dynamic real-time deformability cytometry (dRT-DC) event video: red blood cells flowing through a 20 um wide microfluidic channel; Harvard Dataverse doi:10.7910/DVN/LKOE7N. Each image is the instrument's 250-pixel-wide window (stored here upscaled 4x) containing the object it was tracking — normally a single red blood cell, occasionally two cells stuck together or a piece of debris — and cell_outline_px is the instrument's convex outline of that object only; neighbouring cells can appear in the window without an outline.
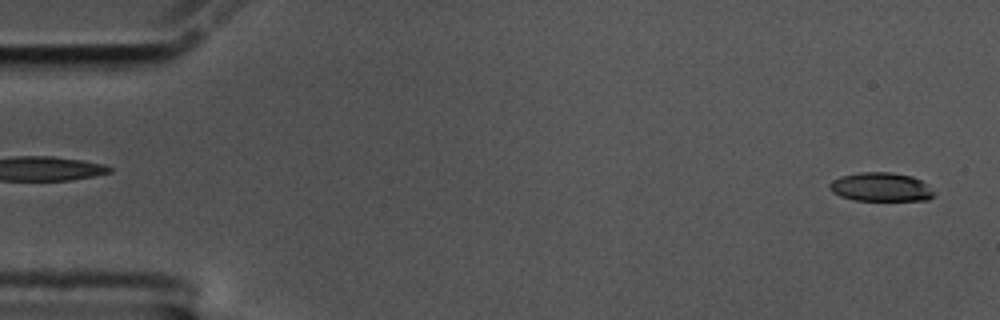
{"species": "common noctule bat (a hibernating species)", "species_latin": "Nyctalus noctula", "temperature_condition": "cold", "stored_images_in_passage": 56, "camera_frame_rate_fps": 3000, "um_per_image_px": 0.085, "animal": {"sex": "male", "body_mass_g": 17.5, "forearm_length_mm": 52.3}, "frame": {"image": 1, "passage_image": 1, "time_ms": 0.0, "image_size_px": [1000, 320], "cell_outline_px": [[936, 192], [928, 200], [852, 200], [840, 196], [832, 192], [828, 188], [828, 184], [832, 180], [840, 176], [860, 172], [892, 172], [912, 176], [920, 180]], "centroid_in_image_um": [74.84, 15.89], "position_along_channel_um": 10.2, "area_um2": 17.63}}
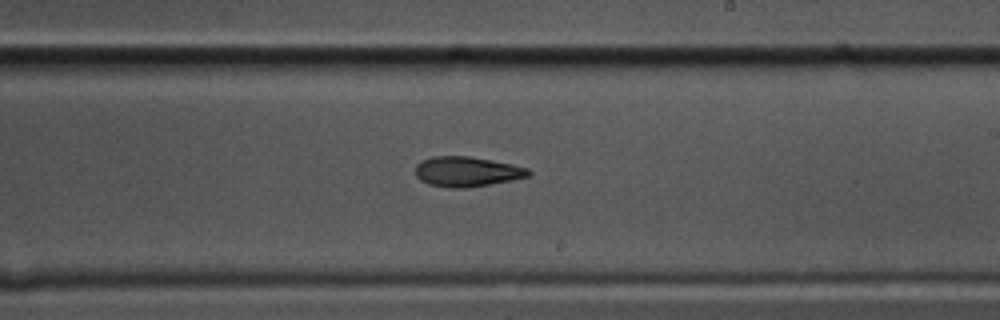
{"frame": {"image": 2, "passage_image": 32, "time_ms": 10.333, "image_size_px": [1000, 320], "cell_outline_px": [[532, 172], [528, 176], [512, 180], [464, 188], [448, 188], [428, 184], [420, 180], [416, 176], [416, 164], [420, 160], [432, 156], [468, 156], [512, 164], [528, 168]], "centroid_in_image_um": [39.65, 14.58], "position_along_channel_um": 249.4, "area_um2": 19.77}}
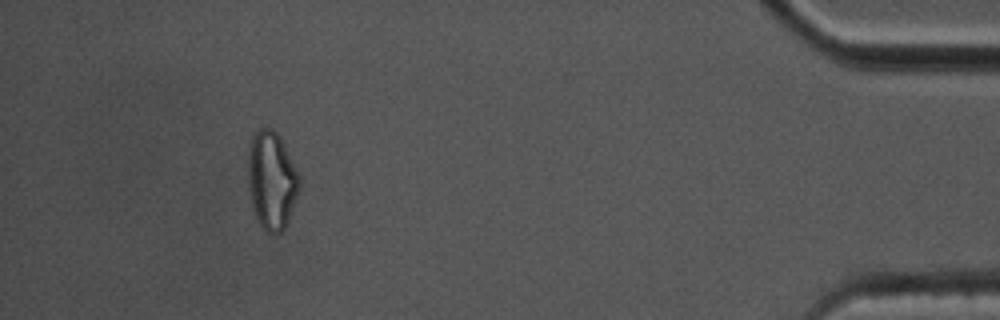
{"frame": {"image": 3, "passage_image": 51, "time_ms": 16.667, "image_size_px": [1000, 320], "cell_outline_px": [[300, 188], [288, 220], [284, 228], [280, 232], [264, 232], [252, 208], [248, 180], [248, 156], [252, 136], [256, 128], [272, 128], [280, 136], [300, 176]], "centroid_in_image_um": [23.09, 15.3], "position_along_channel_um": 412.1, "area_um2": 29.3}, "authors_computed_cell_mechanics": {"area_um2": 19.8543, "velocity_mm_per_s": 3.5382, "shape_relaxation_time_tau1_ms": 4.1408, "shape_relaxation_time_tau2_ms": null, "deformation_change_tau1": 0.1462, "deformation_change_tau2": null}}